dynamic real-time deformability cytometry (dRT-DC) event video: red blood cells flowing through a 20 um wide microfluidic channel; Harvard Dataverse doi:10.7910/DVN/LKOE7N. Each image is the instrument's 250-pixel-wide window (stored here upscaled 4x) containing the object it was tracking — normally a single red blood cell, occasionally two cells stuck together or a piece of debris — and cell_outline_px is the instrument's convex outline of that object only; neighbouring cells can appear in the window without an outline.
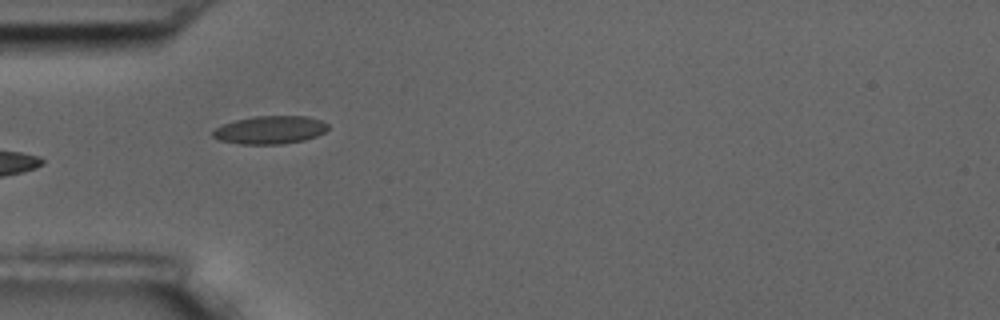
{"species": "common noctule bat (a hibernating species)", "species_latin": "Nyctalus noctula", "temperature_condition": "room temperature", "stored_images_in_passage": 6, "camera_frame_rate_fps": 3000, "um_per_image_px": 0.085, "animal": {"sex": "male", "body_mass_g": 17.5, "forearm_length_mm": 52.3}, "frame": {"image": 1, "passage_image": 5, "time_ms": 5.667, "image_size_px": [1000, 320], "cell_outline_px": [[328, 128], [324, 132], [316, 136], [304, 140], [280, 144], [240, 144], [220, 140], [212, 136], [212, 132], [216, 128], [224, 124], [236, 120], [252, 116], [304, 116], [320, 120], [328, 124]], "centroid_in_image_um": [22.95, 11.04], "position_along_channel_um": 62.1, "area_um2": 18.67}}